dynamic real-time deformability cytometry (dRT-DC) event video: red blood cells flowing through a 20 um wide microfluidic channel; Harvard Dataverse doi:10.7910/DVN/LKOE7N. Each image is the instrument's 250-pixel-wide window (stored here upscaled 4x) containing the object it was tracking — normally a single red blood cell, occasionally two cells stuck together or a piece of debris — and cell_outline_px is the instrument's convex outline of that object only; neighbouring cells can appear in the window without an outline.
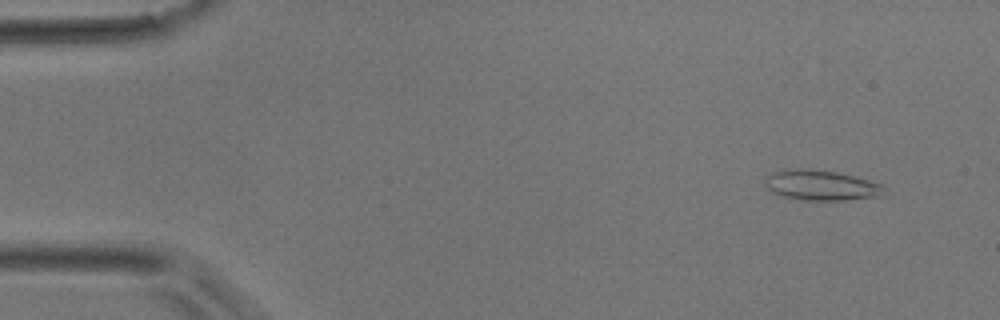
{"species": "common noctule bat (a hibernating species)", "species_latin": "Nyctalus noctula", "temperature_condition": "room temperature", "stored_images_in_passage": 3, "camera_frame_rate_fps": 3000, "um_per_image_px": 0.085, "animal": {"sex": "male", "body_mass_g": 17.9}, "frame": {"image": 1, "passage_image": 1, "time_ms": 0.0, "image_size_px": [1000, 320], "cell_outline_px": [[884, 188], [880, 196], [844, 200], [800, 200], [780, 196], [772, 192], [764, 184], [764, 176], [772, 172], [784, 168], [804, 168], [836, 172], [884, 184]], "centroid_in_image_um": [69.7, 15.74], "position_along_channel_um": 15.3, "area_um2": 21.21}}